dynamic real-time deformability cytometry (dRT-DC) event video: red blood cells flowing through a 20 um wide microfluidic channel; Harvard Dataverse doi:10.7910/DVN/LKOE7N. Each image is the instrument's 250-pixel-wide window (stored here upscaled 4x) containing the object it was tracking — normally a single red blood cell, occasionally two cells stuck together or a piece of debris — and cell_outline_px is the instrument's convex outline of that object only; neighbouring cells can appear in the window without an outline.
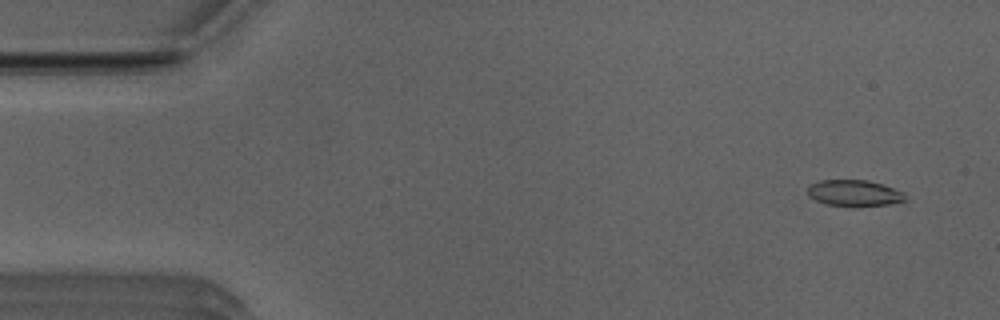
{"species": "Egyptian fruit bat (a non-hibernating species)", "species_latin": "Rousettus aegyptiacus", "temperature_condition": "room temperature", "stored_images_in_passage": 52, "camera_frame_rate_fps": 3000, "um_per_image_px": 0.085, "animal": {"sex": "male"}, "frame": {"image": 1, "passage_image": 4, "time_ms": 1.0, "image_size_px": [1000, 320], "cell_outline_px": [[904, 200], [888, 204], [824, 204], [808, 196], [808, 188], [812, 184], [820, 180], [868, 180], [904, 192]], "centroid_in_image_um": [72.56, 16.37], "position_along_channel_um": 12.4, "area_um2": 14.1}}
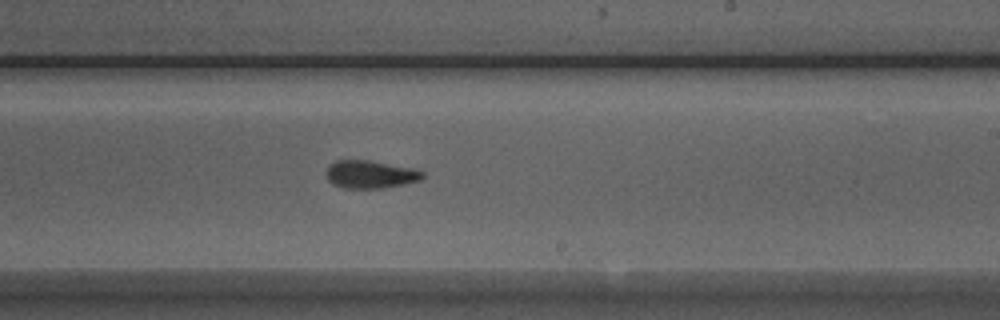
{"frame": {"image": 2, "passage_image": 31, "time_ms": 10.0, "image_size_px": [1000, 320], "cell_outline_px": [[424, 176], [420, 180], [404, 184], [384, 188], [344, 188], [332, 184], [328, 180], [328, 164], [336, 160], [368, 160], [416, 168], [424, 172]], "centroid_in_image_um": [31.51, 14.81], "position_along_channel_um": 257.5, "area_um2": 15.72}}
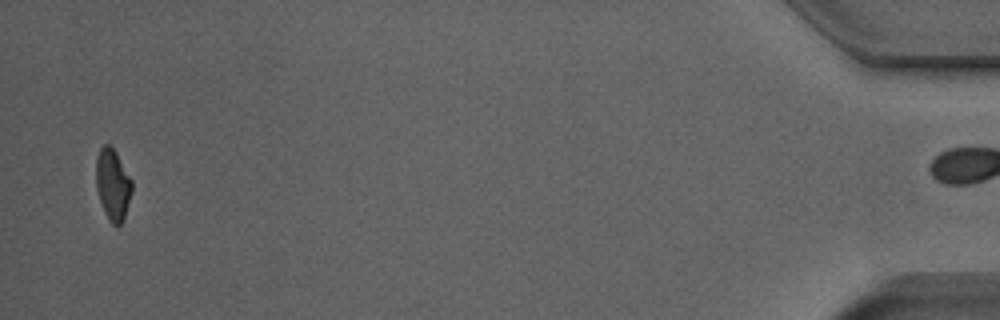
{"frame": {"image": 3, "passage_image": 51, "time_ms": 16.667, "image_size_px": [1000, 320], "cell_outline_px": [[132, 192], [124, 220], [120, 224], [112, 224], [104, 212], [96, 188], [96, 156], [100, 148], [104, 144], [108, 144], [116, 152], [132, 180]], "centroid_in_image_um": [9.59, 15.68], "position_along_channel_um": 425.6, "area_um2": 14.91}, "authors_computed_cell_mechanics": {"area_um2": 15.606, "velocity_mm_per_s": 3.9548, "shape_relaxation_time_tau1_ms": 7.1941, "shape_relaxation_time_tau2_ms": 3.1039, "deformation_change_tau1": 0.1728, "deformation_change_tau2": 0.1109}}